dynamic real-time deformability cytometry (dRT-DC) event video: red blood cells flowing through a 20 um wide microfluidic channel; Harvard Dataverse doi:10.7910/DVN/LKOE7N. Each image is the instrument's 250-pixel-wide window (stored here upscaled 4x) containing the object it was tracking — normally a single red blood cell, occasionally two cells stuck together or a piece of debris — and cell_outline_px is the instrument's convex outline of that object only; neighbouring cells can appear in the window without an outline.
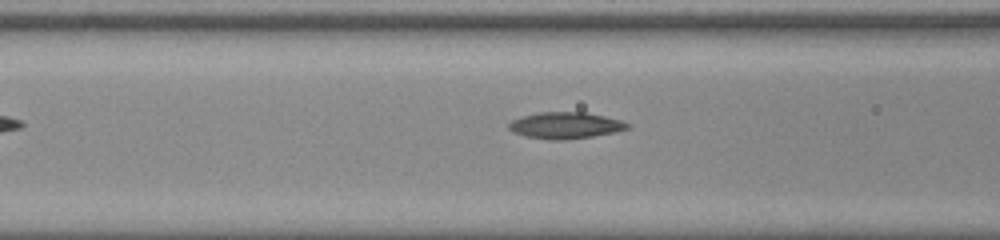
{"species": "common noctule bat (a hibernating species)", "species_latin": "Nyctalus noctula", "temperature_condition": "room temperature", "stored_images_in_passage": 14, "camera_frame_rate_fps": 3000, "um_per_image_px": 0.085, "animal": {"sex": "male", "body_mass_g": 20.0, "forearm_length_mm": 53.3}, "frame": {"image": 1, "passage_image": 5, "time_ms": 1.333, "image_size_px": [1000, 240], "cell_outline_px": [[632, 124], [628, 128], [616, 132], [592, 136], [564, 140], [548, 140], [524, 136], [512, 132], [508, 128], [508, 124], [512, 120], [520, 116], [540, 112], [584, 112], [604, 116], [620, 120]], "centroid_in_image_um": [48.03, 10.66], "position_along_channel_um": 118.6, "area_um2": 18.44}}
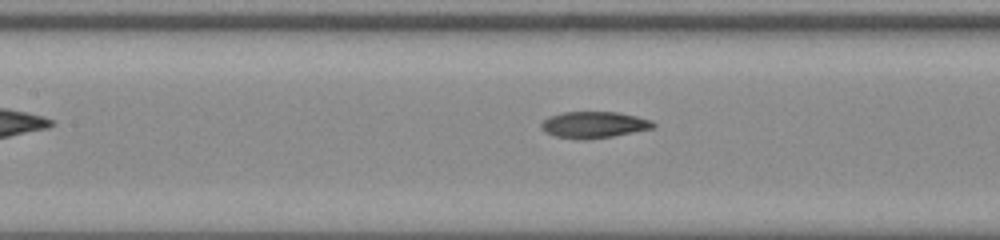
{"frame": {"image": 2, "passage_image": 8, "time_ms": 2.333, "image_size_px": [1000, 240], "cell_outline_px": [[656, 128], [612, 136], [584, 140], [580, 140], [552, 136], [544, 132], [540, 128], [540, 124], [548, 116], [564, 112], [616, 112], [636, 116], [652, 120], [656, 124]], "centroid_in_image_um": [50.46, 10.61], "position_along_channel_um": 156.9, "area_um2": 17.51}}
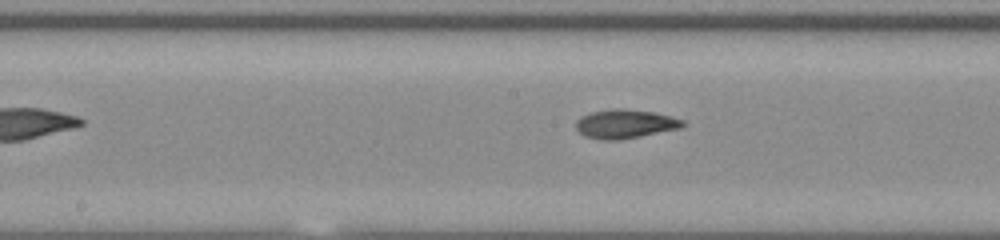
{"frame": {"image": 3, "passage_image": 11, "time_ms": 3.333, "image_size_px": [1000, 240], "cell_outline_px": [[684, 124], [680, 128], [620, 140], [600, 140], [584, 136], [576, 128], [576, 120], [580, 116], [592, 112], [616, 108], [620, 108], [652, 112], [672, 116], [684, 120]], "centroid_in_image_um": [53.11, 10.53], "position_along_channel_um": 195.1, "area_um2": 17.92}}